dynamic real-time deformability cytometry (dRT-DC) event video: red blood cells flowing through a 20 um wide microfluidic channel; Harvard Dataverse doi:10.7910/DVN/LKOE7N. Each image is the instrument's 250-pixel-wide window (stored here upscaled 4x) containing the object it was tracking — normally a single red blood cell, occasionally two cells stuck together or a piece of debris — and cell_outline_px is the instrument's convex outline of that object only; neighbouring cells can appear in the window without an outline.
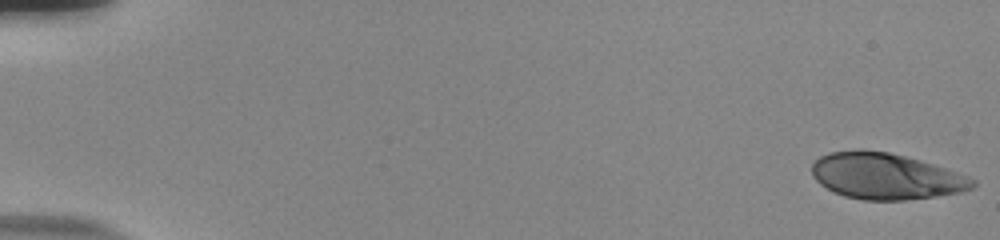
{"species": "human", "species_latin": "Homo sapiens", "temperature_condition": "room temperature", "stored_images_in_passage": 56, "camera_frame_rate_fps": 3000, "um_per_image_px": 0.085, "donor": {"sex": "male"}, "frame": {"image": 1, "passage_image": 1, "time_ms": 0.0, "image_size_px": [1000, 240], "cell_outline_px": [[976, 184], [972, 188], [960, 192], [936, 196], [904, 200], [864, 200], [844, 196], [820, 184], [812, 176], [812, 164], [820, 156], [828, 152], [860, 148], [888, 152], [920, 160], [968, 176], [976, 180]], "centroid_in_image_um": [75.26, 14.96], "position_along_channel_um": 9.7, "area_um2": 43.23}}
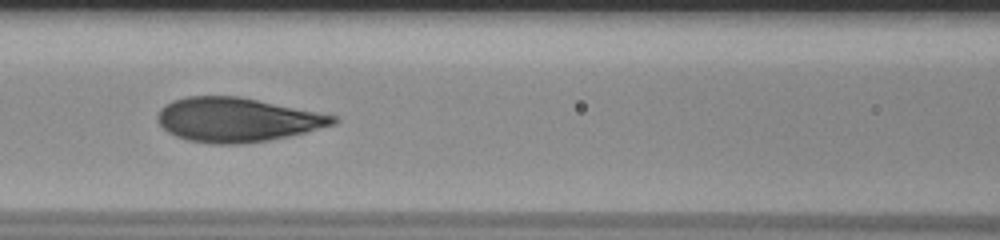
{"frame": {"image": 2, "passage_image": 26, "time_ms": 8.333, "image_size_px": [1000, 240], "cell_outline_px": [[340, 120], [336, 124], [288, 136], [268, 140], [240, 144], [212, 144], [188, 140], [176, 136], [168, 132], [156, 120], [156, 116], [160, 108], [164, 104], [172, 100], [188, 96], [240, 96], [340, 116]], "centroid_in_image_um": [20.15, 10.17], "position_along_channel_um": 146.4, "area_um2": 45.49}}
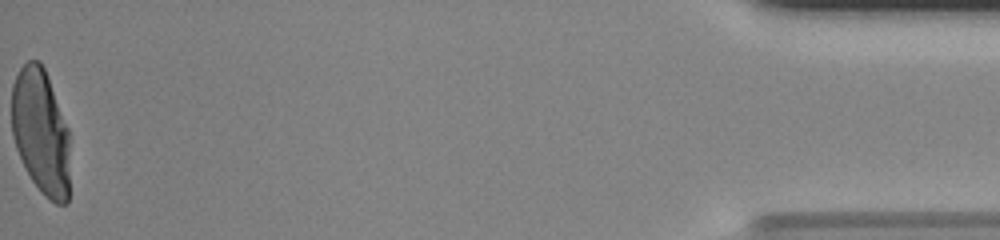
{"frame": {"image": 3, "passage_image": 56, "time_ms": 18.333, "image_size_px": [1000, 240], "cell_outline_px": [[68, 204], [56, 204], [44, 196], [32, 180], [16, 148], [12, 136], [12, 84], [20, 68], [28, 60], [40, 60], [44, 68], [68, 128]], "centroid_in_image_um": [3.45, 11.19], "position_along_channel_um": 431.7, "area_um2": 42.25}, "authors_computed_cell_mechanics": {"area_um2": 43.8413, "velocity_mm_per_s": 3.7232, "shape_relaxation_time_tau1_ms": 6.0923, "shape_relaxation_time_tau2_ms": null, "deformation_change_tau1": 0.2552, "deformation_change_tau2": null}}